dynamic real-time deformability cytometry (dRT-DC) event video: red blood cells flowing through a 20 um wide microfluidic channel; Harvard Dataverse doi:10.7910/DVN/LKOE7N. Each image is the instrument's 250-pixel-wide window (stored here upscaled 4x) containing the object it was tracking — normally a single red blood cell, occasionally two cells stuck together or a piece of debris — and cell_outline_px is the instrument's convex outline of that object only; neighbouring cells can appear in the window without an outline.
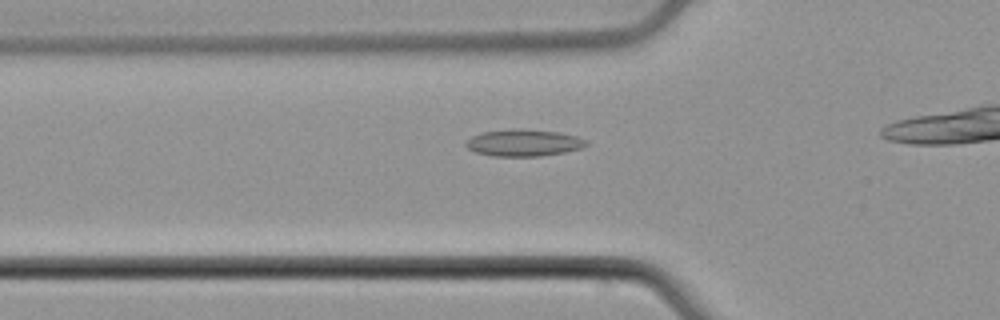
{"species": "common noctule bat (a hibernating species)", "species_latin": "Nyctalus noctula", "temperature_condition": "cold", "stored_images_in_passage": 25, "camera_frame_rate_fps": 3000, "um_per_image_px": 0.085, "animal": {"sex": "male", "body_mass_g": 21.5, "forearm_length_mm": 52.0}, "frame": {"image": 1, "passage_image": 13, "time_ms": 4.0, "image_size_px": [1000, 320], "cell_outline_px": [[588, 144], [580, 148], [564, 152], [540, 156], [492, 156], [476, 152], [468, 148], [464, 144], [464, 140], [480, 132], [512, 128], [520, 128], [560, 132], [576, 136], [588, 140]], "centroid_in_image_um": [44.47, 12.12], "position_along_channel_um": 81.3, "area_um2": 19.07}}
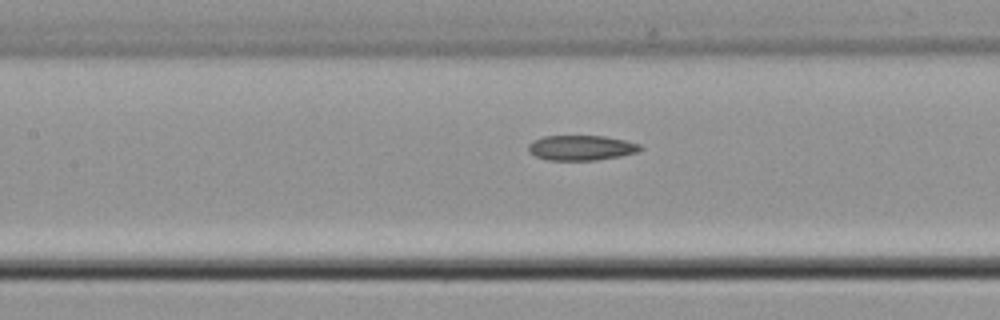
{"frame": {"image": 2, "passage_image": 19, "time_ms": 6.0, "image_size_px": [1000, 320], "cell_outline_px": [[644, 148], [636, 152], [620, 156], [596, 160], [548, 160], [536, 156], [528, 152], [528, 144], [532, 140], [544, 136], [604, 136], [624, 140], [640, 144]], "centroid_in_image_um": [49.38, 12.56], "position_along_channel_um": 158.0, "area_um2": 16.36}}
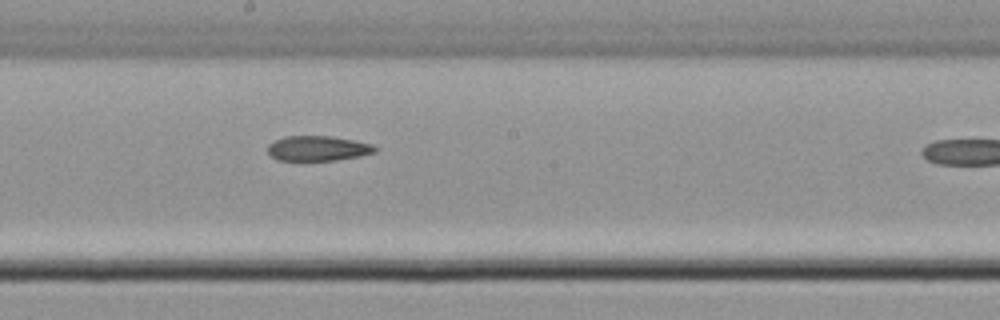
{"frame": {"image": 3, "passage_image": 24, "time_ms": 7.667, "image_size_px": [1000, 320], "cell_outline_px": [[376, 152], [360, 156], [336, 160], [276, 160], [268, 152], [268, 144], [272, 140], [284, 136], [332, 136], [372, 144], [376, 148]], "centroid_in_image_um": [26.98, 12.6], "position_along_channel_um": 221.2, "area_um2": 15.66}}